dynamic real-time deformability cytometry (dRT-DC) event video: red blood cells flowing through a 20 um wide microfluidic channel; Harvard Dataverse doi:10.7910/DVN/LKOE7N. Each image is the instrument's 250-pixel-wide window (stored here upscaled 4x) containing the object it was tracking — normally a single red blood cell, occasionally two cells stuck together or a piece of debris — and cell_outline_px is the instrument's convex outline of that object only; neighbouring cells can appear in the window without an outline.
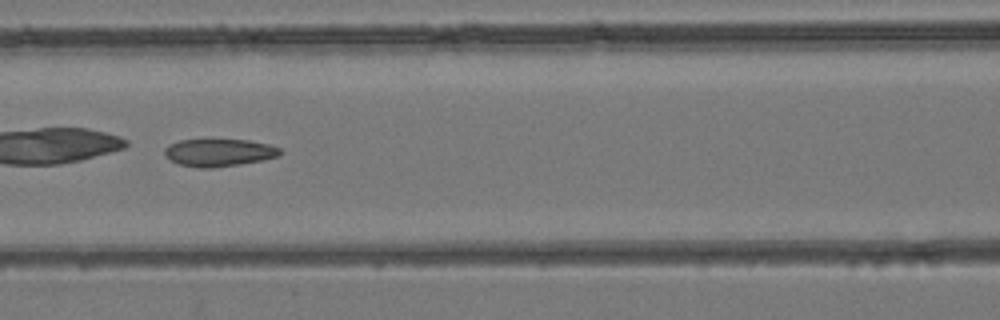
{"species": "common noctule bat (a hibernating species)", "species_latin": "Nyctalus noctula", "temperature_condition": "room temperature", "stored_images_in_passage": 38, "camera_frame_rate_fps": 3000, "um_per_image_px": 0.085, "animal": {"sex": "female", "body_mass_g": 24.6, "forearm_length_mm": 56.2}, "frame": {"image": 1, "passage_image": 12, "time_ms": 3.667, "image_size_px": [1000, 320], "cell_outline_px": [[284, 152], [280, 156], [264, 160], [240, 164], [212, 168], [200, 168], [180, 164], [164, 156], [164, 148], [168, 144], [180, 140], [248, 140], [268, 144], [280, 148]], "centroid_in_image_um": [18.64, 12.97], "position_along_channel_um": 148.0, "area_um2": 18.61}}
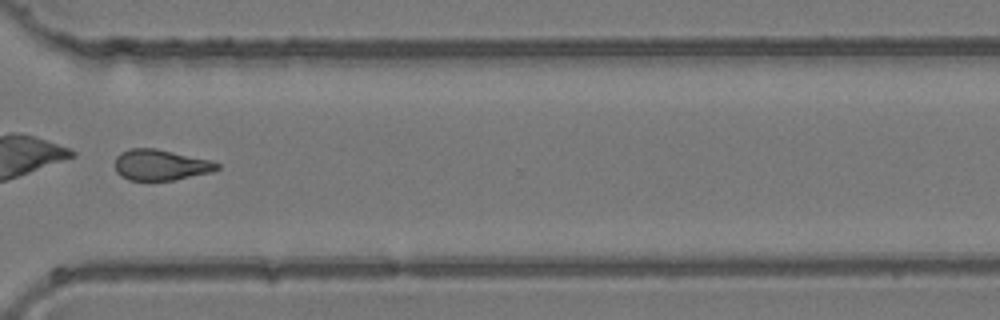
{"frame": {"image": 2, "passage_image": 27, "time_ms": 8.667, "image_size_px": [1000, 320], "cell_outline_px": [[220, 168], [212, 172], [172, 180], [128, 180], [120, 176], [116, 172], [116, 156], [120, 152], [128, 148], [156, 148], [212, 160], [220, 164]], "centroid_in_image_um": [13.66, 14.01], "position_along_channel_um": 356.9, "area_um2": 18.5}}